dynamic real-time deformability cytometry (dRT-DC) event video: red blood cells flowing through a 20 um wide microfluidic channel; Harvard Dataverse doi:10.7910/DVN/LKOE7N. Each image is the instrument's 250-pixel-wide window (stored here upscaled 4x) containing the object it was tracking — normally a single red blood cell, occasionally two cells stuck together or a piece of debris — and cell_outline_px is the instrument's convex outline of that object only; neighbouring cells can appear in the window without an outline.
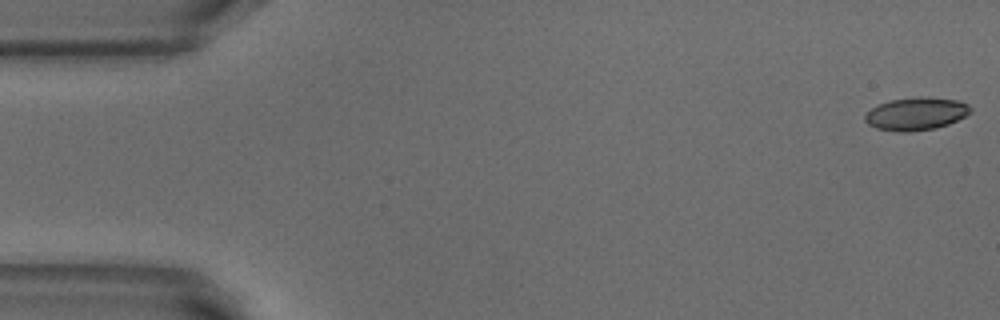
{"species": "common noctule bat (a hibernating species)", "species_latin": "Nyctalus noctula", "temperature_condition": "warm", "stored_images_in_passage": 52, "camera_frame_rate_fps": 3000, "um_per_image_px": 0.085, "animal": {"sex": "male", "body_mass_g": 18.8}, "frame": {"image": 1, "passage_image": 1, "time_ms": 0.0, "image_size_px": [1000, 320], "cell_outline_px": [[972, 112], [948, 124], [936, 128], [908, 132], [900, 132], [876, 128], [868, 124], [864, 120], [864, 116], [872, 108], [888, 100], [920, 96], [960, 100], [968, 104], [972, 108]], "centroid_in_image_um": [77.88, 9.66], "position_along_channel_um": 7.1, "area_um2": 20.23}}
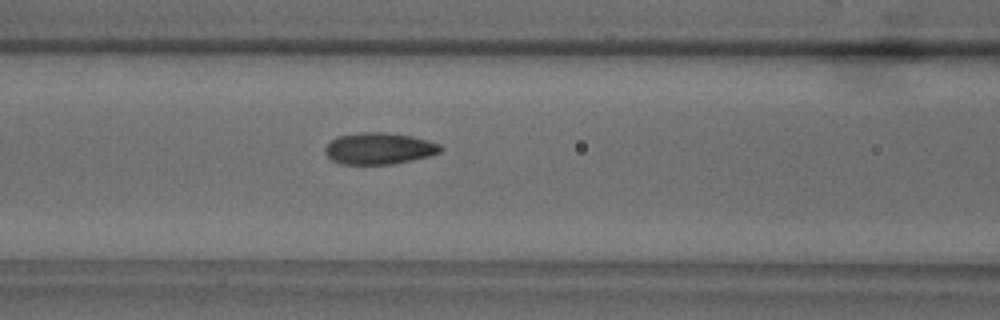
{"frame": {"image": 2, "passage_image": 21, "time_ms": 6.667, "image_size_px": [1000, 320], "cell_outline_px": [[444, 148], [440, 152], [428, 156], [412, 160], [392, 164], [340, 164], [332, 160], [324, 152], [324, 148], [336, 136], [360, 132], [384, 132], [412, 136], [428, 140], [440, 144]], "centroid_in_image_um": [32.22, 12.61], "position_along_channel_um": 134.4, "area_um2": 21.33}}
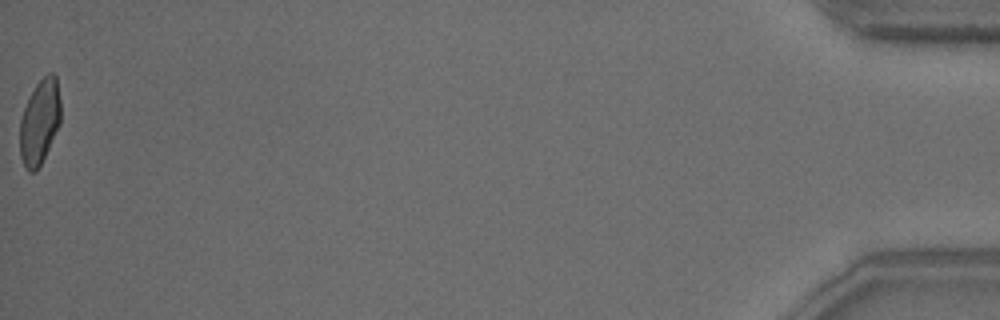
{"frame": {"image": 3, "passage_image": 52, "time_ms": 17.0, "image_size_px": [1000, 320], "cell_outline_px": [[60, 124], [36, 172], [28, 172], [20, 156], [20, 120], [24, 108], [36, 84], [48, 72], [52, 72], [56, 76], [60, 100]], "centroid_in_image_um": [3.37, 10.35], "position_along_channel_um": 431.8, "area_um2": 19.94}, "authors_computed_cell_mechanics": {"area_um2": 20.7213, "velocity_mm_per_s": 3.8759, "shape_relaxation_time_tau1_ms": 4.9952, "shape_relaxation_time_tau2_ms": 1.1207, "deformation_change_tau1": 0.1579, "deformation_change_tau2": 0.0628}}